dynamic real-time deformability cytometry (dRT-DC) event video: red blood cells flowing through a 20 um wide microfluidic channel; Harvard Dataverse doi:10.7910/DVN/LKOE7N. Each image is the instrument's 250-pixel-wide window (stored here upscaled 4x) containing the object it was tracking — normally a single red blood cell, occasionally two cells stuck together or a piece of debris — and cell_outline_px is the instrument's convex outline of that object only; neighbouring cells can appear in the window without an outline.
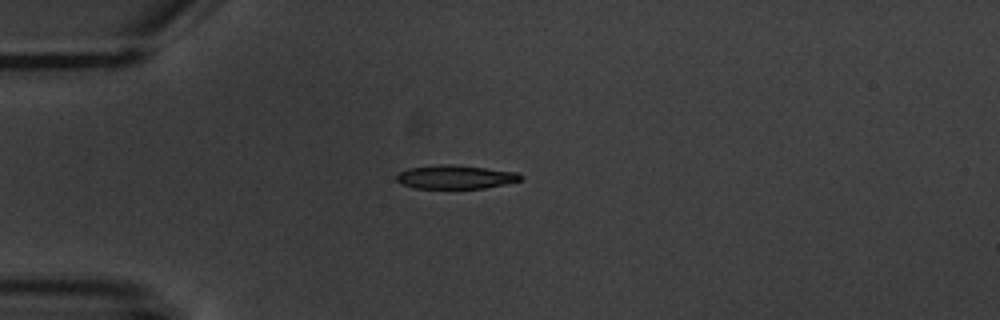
{"species": "common noctule bat (a hibernating species)", "species_latin": "Nyctalus noctula", "temperature_condition": "warm", "stored_images_in_passage": 1, "camera_frame_rate_fps": 3000, "um_per_image_px": 0.085, "animal": {"sex": "male", "body_mass_g": 20.1, "forearm_length_mm": 53.5}, "frame": {"image": 1, "passage_image": 1, "time_ms": 0.0, "image_size_px": [1000, 320], "cell_outline_px": [[524, 176], [520, 180], [504, 184], [484, 188], [416, 188], [400, 184], [396, 180], [396, 176], [400, 172], [408, 168], [440, 164], [448, 164], [484, 168], [516, 172]], "centroid_in_image_um": [38.68, 15.04], "position_along_channel_um": 46.3, "area_um2": 16.94}}